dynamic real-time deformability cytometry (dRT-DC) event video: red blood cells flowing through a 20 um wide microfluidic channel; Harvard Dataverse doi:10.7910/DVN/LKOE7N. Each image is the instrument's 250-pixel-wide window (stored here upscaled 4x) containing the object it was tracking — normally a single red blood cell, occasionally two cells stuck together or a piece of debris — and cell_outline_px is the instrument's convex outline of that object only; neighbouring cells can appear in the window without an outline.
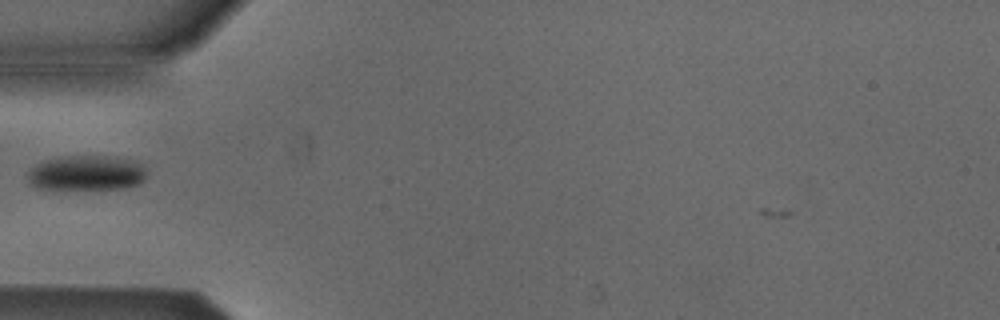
{"species": "Egyptian fruit bat (a non-hibernating species)", "species_latin": "Rousettus aegyptiacus", "temperature_condition": "cold", "stored_images_in_passage": 2, "camera_frame_rate_fps": 3000, "um_per_image_px": 0.085, "animal": {"sex": "male"}, "frame": {"image": 1, "passage_image": 2, "time_ms": 2.0, "image_size_px": [1000, 320], "cell_outline_px": [[144, 180], [140, 184], [124, 188], [52, 192], [28, 184], [28, 172], [32, 168], [48, 160], [72, 156], [100, 156], [132, 160], [140, 164], [144, 168]], "centroid_in_image_um": [7.3, 14.78], "position_along_channel_um": 77.7, "area_um2": 24.68}}